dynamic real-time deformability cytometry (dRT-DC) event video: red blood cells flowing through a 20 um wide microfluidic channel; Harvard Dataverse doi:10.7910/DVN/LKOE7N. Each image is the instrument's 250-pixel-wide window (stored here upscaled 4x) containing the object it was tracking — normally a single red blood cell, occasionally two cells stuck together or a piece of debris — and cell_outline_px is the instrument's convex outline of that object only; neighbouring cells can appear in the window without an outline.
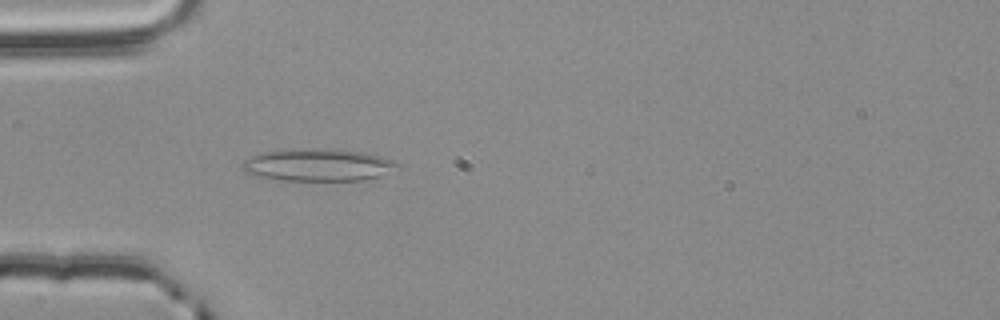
{"species": "common noctule bat (a hibernating species)", "species_latin": "Nyctalus noctula", "temperature_condition": "room temperature", "stored_images_in_passage": 35, "camera_frame_rate_fps": 3000, "um_per_image_px": 0.085, "animal": {"sex": "male", "body_mass_g": 20.4}, "frame": {"image": 1, "passage_image": 5, "time_ms": 1.333, "image_size_px": [1000, 320], "cell_outline_px": [[400, 164], [380, 176], [364, 180], [284, 180], [260, 176], [244, 172], [240, 168], [244, 160], [264, 152], [312, 148], [364, 152], [380, 156], [392, 160]], "centroid_in_image_um": [27.02, 14.02], "position_along_channel_um": 58.0, "area_um2": 28.55}}
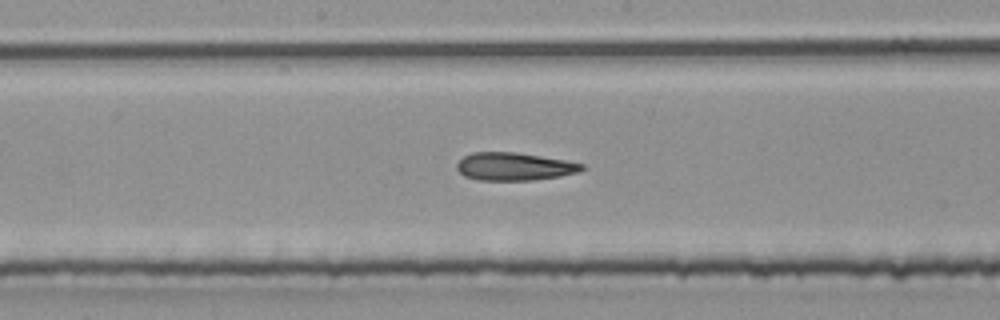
{"frame": {"image": 2, "passage_image": 17, "time_ms": 5.333, "image_size_px": [1000, 320], "cell_outline_px": [[584, 168], [580, 172], [560, 176], [532, 180], [480, 180], [464, 176], [456, 168], [456, 164], [464, 156], [472, 152], [516, 152], [564, 160], [584, 164]], "centroid_in_image_um": [43.7, 14.15], "position_along_channel_um": 204.5, "area_um2": 20.23}}
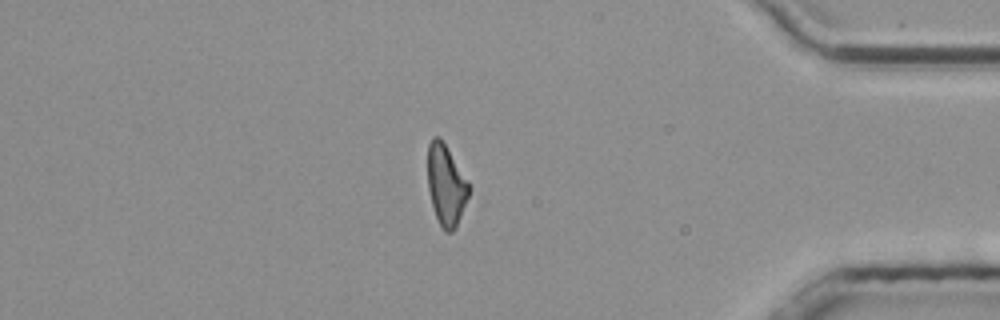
{"frame": {"image": 3, "passage_image": 35, "time_ms": 11.333, "image_size_px": [1000, 320], "cell_outline_px": [[468, 196], [456, 228], [452, 232], [444, 232], [436, 216], [432, 204], [428, 188], [428, 144], [432, 136], [440, 136], [468, 180]], "centroid_in_image_um": [37.9, 15.71], "position_along_channel_um": 397.3, "area_um2": 19.25}, "authors_computed_cell_mechanics": {"area_um2": 20.4034, "velocity_mm_per_s": 3.796, "shape_relaxation_time_tau1_ms": null, "shape_relaxation_time_tau2_ms": 6.9228, "deformation_change_tau1": null, "deformation_change_tau2": 0.2135}}